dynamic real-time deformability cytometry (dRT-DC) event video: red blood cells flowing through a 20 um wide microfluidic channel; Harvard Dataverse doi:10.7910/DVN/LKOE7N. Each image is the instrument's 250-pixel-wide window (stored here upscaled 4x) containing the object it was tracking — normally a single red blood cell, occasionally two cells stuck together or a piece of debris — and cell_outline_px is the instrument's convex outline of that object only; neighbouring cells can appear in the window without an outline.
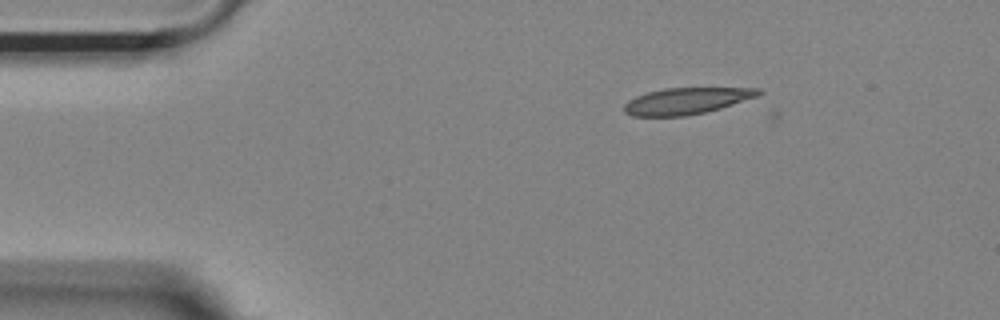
{"species": "Egyptian fruit bat (a non-hibernating species)", "species_latin": "Rousettus aegyptiacus", "temperature_condition": "room temperature", "stored_images_in_passage": 2, "camera_frame_rate_fps": 3000, "um_per_image_px": 0.085, "animal": {"sex": "female"}, "frame": {"image": 1, "passage_image": 1, "time_ms": 0.0, "image_size_px": [1000, 320], "cell_outline_px": [[764, 92], [760, 96], [720, 108], [704, 112], [684, 116], [632, 116], [624, 112], [624, 104], [628, 100], [636, 96], [648, 92], [664, 88], [760, 88]], "centroid_in_image_um": [58.37, 8.57], "position_along_channel_um": 26.6, "area_um2": 20.75}}